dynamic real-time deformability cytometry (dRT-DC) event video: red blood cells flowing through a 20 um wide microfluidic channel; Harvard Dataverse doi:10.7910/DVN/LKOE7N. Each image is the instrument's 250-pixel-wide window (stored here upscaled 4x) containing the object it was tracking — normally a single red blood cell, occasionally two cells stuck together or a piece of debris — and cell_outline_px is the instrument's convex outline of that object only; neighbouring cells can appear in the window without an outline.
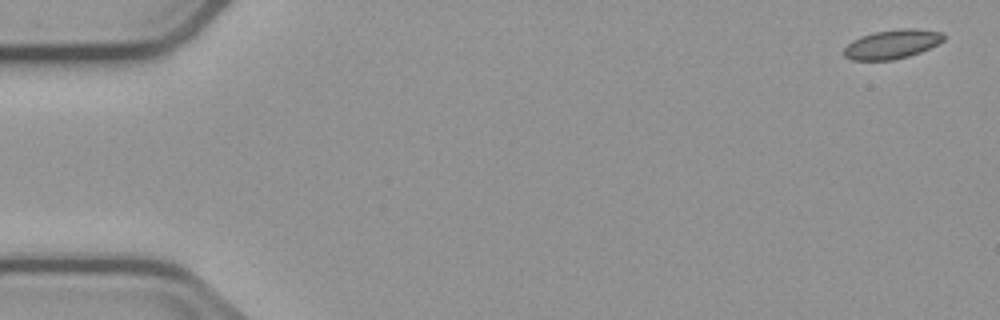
{"species": "common noctule bat (a hibernating species)", "species_latin": "Nyctalus noctula", "temperature_condition": "cold", "stored_images_in_passage": 4, "camera_frame_rate_fps": 3000, "um_per_image_px": 0.085, "animal": {"sex": "male", "body_mass_g": 23.1, "forearm_length_mm": 52.7}, "frame": {"image": 1, "passage_image": 1, "time_ms": 0.0, "image_size_px": [1000, 320], "cell_outline_px": [[944, 40], [920, 52], [908, 56], [892, 60], [852, 60], [844, 56], [844, 48], [852, 40], [860, 36], [876, 32], [900, 28], [916, 28], [944, 32]], "centroid_in_image_um": [75.82, 3.74], "position_along_channel_um": 9.2, "area_um2": 16.88}}